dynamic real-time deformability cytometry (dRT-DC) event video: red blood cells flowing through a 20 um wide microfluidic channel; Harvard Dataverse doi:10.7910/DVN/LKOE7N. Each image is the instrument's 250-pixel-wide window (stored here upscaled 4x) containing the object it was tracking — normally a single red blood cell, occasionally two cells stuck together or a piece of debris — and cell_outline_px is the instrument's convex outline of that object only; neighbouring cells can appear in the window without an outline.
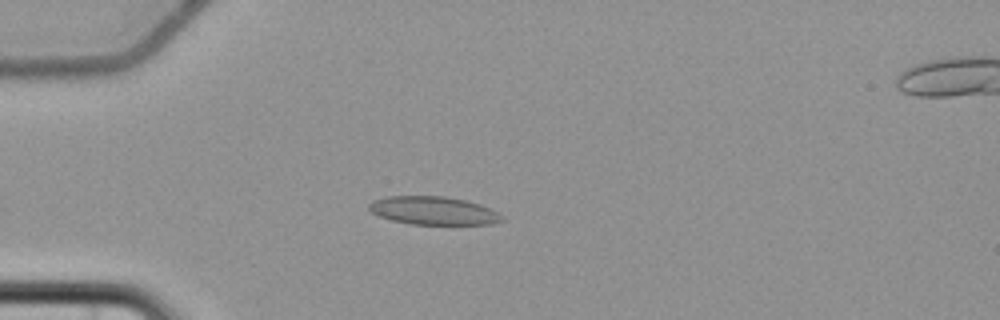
{"species": "common noctule bat (a hibernating species)", "species_latin": "Nyctalus noctula", "temperature_condition": "cold", "stored_images_in_passage": 2, "camera_frame_rate_fps": 3000, "um_per_image_px": 0.085, "animal": {"sex": "female", "body_mass_g": 22.7, "forearm_length_mm": 54.2}, "frame": {"image": 1, "passage_image": 1, "time_ms": 0.0, "image_size_px": [1000, 320], "cell_outline_px": [[504, 220], [492, 224], [412, 224], [392, 220], [380, 216], [372, 212], [368, 208], [368, 204], [372, 200], [388, 196], [444, 196], [464, 200], [480, 204], [504, 216]], "centroid_in_image_um": [36.83, 17.9], "position_along_channel_um": 48.2, "area_um2": 21.73}}